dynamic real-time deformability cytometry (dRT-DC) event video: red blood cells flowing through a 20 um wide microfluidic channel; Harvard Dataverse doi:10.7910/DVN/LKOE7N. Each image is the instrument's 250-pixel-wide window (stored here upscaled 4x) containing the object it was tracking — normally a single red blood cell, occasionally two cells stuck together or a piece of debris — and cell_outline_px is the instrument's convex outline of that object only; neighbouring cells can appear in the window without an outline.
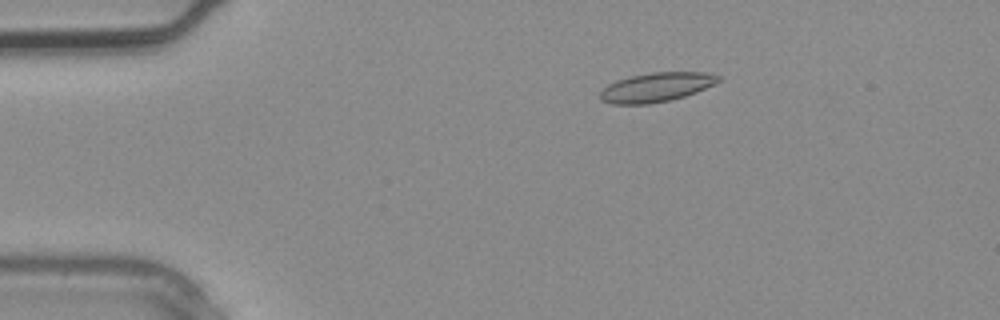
{"species": "common noctule bat (a hibernating species)", "species_latin": "Nyctalus noctula", "temperature_condition": "warm", "stored_images_in_passage": 2, "camera_frame_rate_fps": 3000, "um_per_image_px": 0.085, "animal": {"sex": "male", "body_mass_g": 20.4}, "frame": {"image": 1, "passage_image": 2, "time_ms": 0.333, "image_size_px": [1000, 320], "cell_outline_px": [[720, 80], [696, 92], [684, 96], [668, 100], [648, 104], [612, 104], [600, 100], [600, 92], [608, 84], [616, 80], [632, 76], [652, 72], [704, 72], [720, 76]], "centroid_in_image_um": [55.74, 7.41], "position_along_channel_um": 29.3, "area_um2": 19.88}}